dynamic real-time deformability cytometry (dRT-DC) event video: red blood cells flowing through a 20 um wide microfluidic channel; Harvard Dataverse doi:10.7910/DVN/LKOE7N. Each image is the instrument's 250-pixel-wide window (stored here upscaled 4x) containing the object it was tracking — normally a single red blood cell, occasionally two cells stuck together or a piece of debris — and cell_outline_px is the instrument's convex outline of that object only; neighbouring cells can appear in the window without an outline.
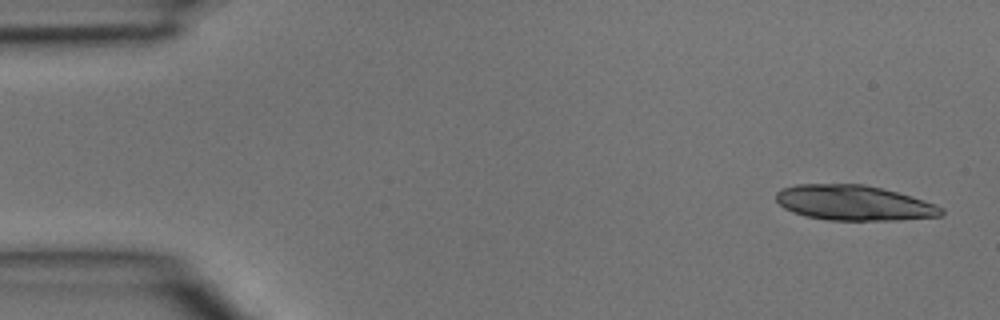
{"species": "common noctule bat (a hibernating species)", "species_latin": "Nyctalus noctula", "temperature_condition": "room temperature", "stored_images_in_passage": 3, "camera_frame_rate_fps": 3000, "um_per_image_px": 0.085, "animal": {"sex": "male", "body_mass_g": 15.6}, "frame": {"image": 1, "passage_image": 1, "time_ms": 0.0, "image_size_px": [1000, 320], "cell_outline_px": [[944, 212], [940, 216], [900, 220], [824, 220], [792, 212], [784, 208], [776, 200], [776, 192], [784, 188], [796, 184], [864, 184], [912, 196], [936, 204], [944, 208]], "centroid_in_image_um": [72.6, 17.25], "position_along_channel_um": 12.4, "area_um2": 33.87}}